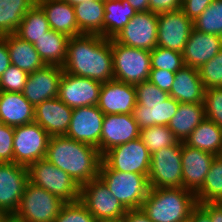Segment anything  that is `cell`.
Here are the masks:
<instances>
[{
    "label": "cell",
    "instance_id": "27",
    "mask_svg": "<svg viewBox=\"0 0 222 222\" xmlns=\"http://www.w3.org/2000/svg\"><path fill=\"white\" fill-rule=\"evenodd\" d=\"M205 118L204 103H180L168 127L178 141L184 142Z\"/></svg>",
    "mask_w": 222,
    "mask_h": 222
},
{
    "label": "cell",
    "instance_id": "6",
    "mask_svg": "<svg viewBox=\"0 0 222 222\" xmlns=\"http://www.w3.org/2000/svg\"><path fill=\"white\" fill-rule=\"evenodd\" d=\"M29 182L43 188L65 203L79 201L80 186L63 170L41 159L28 167Z\"/></svg>",
    "mask_w": 222,
    "mask_h": 222
},
{
    "label": "cell",
    "instance_id": "24",
    "mask_svg": "<svg viewBox=\"0 0 222 222\" xmlns=\"http://www.w3.org/2000/svg\"><path fill=\"white\" fill-rule=\"evenodd\" d=\"M204 92L198 69L184 65L175 73L169 96L179 103H204Z\"/></svg>",
    "mask_w": 222,
    "mask_h": 222
},
{
    "label": "cell",
    "instance_id": "49",
    "mask_svg": "<svg viewBox=\"0 0 222 222\" xmlns=\"http://www.w3.org/2000/svg\"><path fill=\"white\" fill-rule=\"evenodd\" d=\"M209 216L212 222H222V203L198 204Z\"/></svg>",
    "mask_w": 222,
    "mask_h": 222
},
{
    "label": "cell",
    "instance_id": "48",
    "mask_svg": "<svg viewBox=\"0 0 222 222\" xmlns=\"http://www.w3.org/2000/svg\"><path fill=\"white\" fill-rule=\"evenodd\" d=\"M122 222H154L142 208L127 210L121 219Z\"/></svg>",
    "mask_w": 222,
    "mask_h": 222
},
{
    "label": "cell",
    "instance_id": "26",
    "mask_svg": "<svg viewBox=\"0 0 222 222\" xmlns=\"http://www.w3.org/2000/svg\"><path fill=\"white\" fill-rule=\"evenodd\" d=\"M179 102L169 96L163 102L136 104L132 116L136 120L139 129L154 125L168 126L171 118L176 114Z\"/></svg>",
    "mask_w": 222,
    "mask_h": 222
},
{
    "label": "cell",
    "instance_id": "47",
    "mask_svg": "<svg viewBox=\"0 0 222 222\" xmlns=\"http://www.w3.org/2000/svg\"><path fill=\"white\" fill-rule=\"evenodd\" d=\"M182 0H149V11L155 14L180 10Z\"/></svg>",
    "mask_w": 222,
    "mask_h": 222
},
{
    "label": "cell",
    "instance_id": "39",
    "mask_svg": "<svg viewBox=\"0 0 222 222\" xmlns=\"http://www.w3.org/2000/svg\"><path fill=\"white\" fill-rule=\"evenodd\" d=\"M204 89L222 87V50L199 69Z\"/></svg>",
    "mask_w": 222,
    "mask_h": 222
},
{
    "label": "cell",
    "instance_id": "8",
    "mask_svg": "<svg viewBox=\"0 0 222 222\" xmlns=\"http://www.w3.org/2000/svg\"><path fill=\"white\" fill-rule=\"evenodd\" d=\"M148 181L150 188H183L181 141L151 155Z\"/></svg>",
    "mask_w": 222,
    "mask_h": 222
},
{
    "label": "cell",
    "instance_id": "14",
    "mask_svg": "<svg viewBox=\"0 0 222 222\" xmlns=\"http://www.w3.org/2000/svg\"><path fill=\"white\" fill-rule=\"evenodd\" d=\"M193 28V21L181 9L160 13L157 46L182 53Z\"/></svg>",
    "mask_w": 222,
    "mask_h": 222
},
{
    "label": "cell",
    "instance_id": "7",
    "mask_svg": "<svg viewBox=\"0 0 222 222\" xmlns=\"http://www.w3.org/2000/svg\"><path fill=\"white\" fill-rule=\"evenodd\" d=\"M64 204L54 194L28 182L12 217L20 222H54Z\"/></svg>",
    "mask_w": 222,
    "mask_h": 222
},
{
    "label": "cell",
    "instance_id": "16",
    "mask_svg": "<svg viewBox=\"0 0 222 222\" xmlns=\"http://www.w3.org/2000/svg\"><path fill=\"white\" fill-rule=\"evenodd\" d=\"M104 116L97 105L74 108L65 136L95 146L99 150Z\"/></svg>",
    "mask_w": 222,
    "mask_h": 222
},
{
    "label": "cell",
    "instance_id": "35",
    "mask_svg": "<svg viewBox=\"0 0 222 222\" xmlns=\"http://www.w3.org/2000/svg\"><path fill=\"white\" fill-rule=\"evenodd\" d=\"M195 196L197 204L222 203V155L215 156L205 181Z\"/></svg>",
    "mask_w": 222,
    "mask_h": 222
},
{
    "label": "cell",
    "instance_id": "37",
    "mask_svg": "<svg viewBox=\"0 0 222 222\" xmlns=\"http://www.w3.org/2000/svg\"><path fill=\"white\" fill-rule=\"evenodd\" d=\"M194 29L222 37V0L212 3L193 21Z\"/></svg>",
    "mask_w": 222,
    "mask_h": 222
},
{
    "label": "cell",
    "instance_id": "25",
    "mask_svg": "<svg viewBox=\"0 0 222 222\" xmlns=\"http://www.w3.org/2000/svg\"><path fill=\"white\" fill-rule=\"evenodd\" d=\"M35 107L22 92L0 91V121L9 126H20L34 122Z\"/></svg>",
    "mask_w": 222,
    "mask_h": 222
},
{
    "label": "cell",
    "instance_id": "13",
    "mask_svg": "<svg viewBox=\"0 0 222 222\" xmlns=\"http://www.w3.org/2000/svg\"><path fill=\"white\" fill-rule=\"evenodd\" d=\"M28 182V167L14 162L0 163V211L14 215Z\"/></svg>",
    "mask_w": 222,
    "mask_h": 222
},
{
    "label": "cell",
    "instance_id": "38",
    "mask_svg": "<svg viewBox=\"0 0 222 222\" xmlns=\"http://www.w3.org/2000/svg\"><path fill=\"white\" fill-rule=\"evenodd\" d=\"M151 69H162L176 73L184 66L181 52L156 46L150 51Z\"/></svg>",
    "mask_w": 222,
    "mask_h": 222
},
{
    "label": "cell",
    "instance_id": "45",
    "mask_svg": "<svg viewBox=\"0 0 222 222\" xmlns=\"http://www.w3.org/2000/svg\"><path fill=\"white\" fill-rule=\"evenodd\" d=\"M174 78V72L162 69H151L148 80L169 94Z\"/></svg>",
    "mask_w": 222,
    "mask_h": 222
},
{
    "label": "cell",
    "instance_id": "11",
    "mask_svg": "<svg viewBox=\"0 0 222 222\" xmlns=\"http://www.w3.org/2000/svg\"><path fill=\"white\" fill-rule=\"evenodd\" d=\"M102 160L113 170L148 176L151 154L139 137L107 151Z\"/></svg>",
    "mask_w": 222,
    "mask_h": 222
},
{
    "label": "cell",
    "instance_id": "46",
    "mask_svg": "<svg viewBox=\"0 0 222 222\" xmlns=\"http://www.w3.org/2000/svg\"><path fill=\"white\" fill-rule=\"evenodd\" d=\"M213 0H182L181 10L192 21H195Z\"/></svg>",
    "mask_w": 222,
    "mask_h": 222
},
{
    "label": "cell",
    "instance_id": "22",
    "mask_svg": "<svg viewBox=\"0 0 222 222\" xmlns=\"http://www.w3.org/2000/svg\"><path fill=\"white\" fill-rule=\"evenodd\" d=\"M222 50V37L193 28L182 52L185 66L199 69Z\"/></svg>",
    "mask_w": 222,
    "mask_h": 222
},
{
    "label": "cell",
    "instance_id": "21",
    "mask_svg": "<svg viewBox=\"0 0 222 222\" xmlns=\"http://www.w3.org/2000/svg\"><path fill=\"white\" fill-rule=\"evenodd\" d=\"M73 109L58 97L45 100L35 107L34 122L50 136L66 135L71 122Z\"/></svg>",
    "mask_w": 222,
    "mask_h": 222
},
{
    "label": "cell",
    "instance_id": "10",
    "mask_svg": "<svg viewBox=\"0 0 222 222\" xmlns=\"http://www.w3.org/2000/svg\"><path fill=\"white\" fill-rule=\"evenodd\" d=\"M79 201L96 220L122 219L127 211L99 177L80 186Z\"/></svg>",
    "mask_w": 222,
    "mask_h": 222
},
{
    "label": "cell",
    "instance_id": "18",
    "mask_svg": "<svg viewBox=\"0 0 222 222\" xmlns=\"http://www.w3.org/2000/svg\"><path fill=\"white\" fill-rule=\"evenodd\" d=\"M63 67L59 65H45L43 68L29 73L23 96L34 106L45 100L58 97Z\"/></svg>",
    "mask_w": 222,
    "mask_h": 222
},
{
    "label": "cell",
    "instance_id": "15",
    "mask_svg": "<svg viewBox=\"0 0 222 222\" xmlns=\"http://www.w3.org/2000/svg\"><path fill=\"white\" fill-rule=\"evenodd\" d=\"M101 87L99 81L63 72L58 98L72 109L97 105Z\"/></svg>",
    "mask_w": 222,
    "mask_h": 222
},
{
    "label": "cell",
    "instance_id": "1",
    "mask_svg": "<svg viewBox=\"0 0 222 222\" xmlns=\"http://www.w3.org/2000/svg\"><path fill=\"white\" fill-rule=\"evenodd\" d=\"M63 71L105 83L114 80L111 39L101 35L70 37Z\"/></svg>",
    "mask_w": 222,
    "mask_h": 222
},
{
    "label": "cell",
    "instance_id": "4",
    "mask_svg": "<svg viewBox=\"0 0 222 222\" xmlns=\"http://www.w3.org/2000/svg\"><path fill=\"white\" fill-rule=\"evenodd\" d=\"M98 177L127 210L141 208L150 190L148 176L113 170L103 160Z\"/></svg>",
    "mask_w": 222,
    "mask_h": 222
},
{
    "label": "cell",
    "instance_id": "51",
    "mask_svg": "<svg viewBox=\"0 0 222 222\" xmlns=\"http://www.w3.org/2000/svg\"><path fill=\"white\" fill-rule=\"evenodd\" d=\"M191 222H212L210 216L197 205L191 212Z\"/></svg>",
    "mask_w": 222,
    "mask_h": 222
},
{
    "label": "cell",
    "instance_id": "41",
    "mask_svg": "<svg viewBox=\"0 0 222 222\" xmlns=\"http://www.w3.org/2000/svg\"><path fill=\"white\" fill-rule=\"evenodd\" d=\"M206 118L222 129V87L208 88L204 92Z\"/></svg>",
    "mask_w": 222,
    "mask_h": 222
},
{
    "label": "cell",
    "instance_id": "55",
    "mask_svg": "<svg viewBox=\"0 0 222 222\" xmlns=\"http://www.w3.org/2000/svg\"><path fill=\"white\" fill-rule=\"evenodd\" d=\"M4 222H20V221L14 219L12 216H8Z\"/></svg>",
    "mask_w": 222,
    "mask_h": 222
},
{
    "label": "cell",
    "instance_id": "54",
    "mask_svg": "<svg viewBox=\"0 0 222 222\" xmlns=\"http://www.w3.org/2000/svg\"><path fill=\"white\" fill-rule=\"evenodd\" d=\"M7 217L8 216L4 212L0 211V222H4Z\"/></svg>",
    "mask_w": 222,
    "mask_h": 222
},
{
    "label": "cell",
    "instance_id": "30",
    "mask_svg": "<svg viewBox=\"0 0 222 222\" xmlns=\"http://www.w3.org/2000/svg\"><path fill=\"white\" fill-rule=\"evenodd\" d=\"M69 36L50 29L33 45L46 65L63 66L67 57Z\"/></svg>",
    "mask_w": 222,
    "mask_h": 222
},
{
    "label": "cell",
    "instance_id": "44",
    "mask_svg": "<svg viewBox=\"0 0 222 222\" xmlns=\"http://www.w3.org/2000/svg\"><path fill=\"white\" fill-rule=\"evenodd\" d=\"M14 127L0 121V163L14 162Z\"/></svg>",
    "mask_w": 222,
    "mask_h": 222
},
{
    "label": "cell",
    "instance_id": "19",
    "mask_svg": "<svg viewBox=\"0 0 222 222\" xmlns=\"http://www.w3.org/2000/svg\"><path fill=\"white\" fill-rule=\"evenodd\" d=\"M136 104L134 85L117 80L102 83L97 106L105 115L132 114Z\"/></svg>",
    "mask_w": 222,
    "mask_h": 222
},
{
    "label": "cell",
    "instance_id": "28",
    "mask_svg": "<svg viewBox=\"0 0 222 222\" xmlns=\"http://www.w3.org/2000/svg\"><path fill=\"white\" fill-rule=\"evenodd\" d=\"M6 44L14 65L27 73H32L43 68L46 64L41 59L33 44L20 39L15 34L6 35Z\"/></svg>",
    "mask_w": 222,
    "mask_h": 222
},
{
    "label": "cell",
    "instance_id": "43",
    "mask_svg": "<svg viewBox=\"0 0 222 222\" xmlns=\"http://www.w3.org/2000/svg\"><path fill=\"white\" fill-rule=\"evenodd\" d=\"M137 103L146 105V103L163 102L169 94L158 88L149 80L135 84Z\"/></svg>",
    "mask_w": 222,
    "mask_h": 222
},
{
    "label": "cell",
    "instance_id": "53",
    "mask_svg": "<svg viewBox=\"0 0 222 222\" xmlns=\"http://www.w3.org/2000/svg\"><path fill=\"white\" fill-rule=\"evenodd\" d=\"M62 1L67 2L68 4L74 6L78 3L86 2V1H92V0H62Z\"/></svg>",
    "mask_w": 222,
    "mask_h": 222
},
{
    "label": "cell",
    "instance_id": "40",
    "mask_svg": "<svg viewBox=\"0 0 222 222\" xmlns=\"http://www.w3.org/2000/svg\"><path fill=\"white\" fill-rule=\"evenodd\" d=\"M54 222H97V220L80 201H75L65 203Z\"/></svg>",
    "mask_w": 222,
    "mask_h": 222
},
{
    "label": "cell",
    "instance_id": "3",
    "mask_svg": "<svg viewBox=\"0 0 222 222\" xmlns=\"http://www.w3.org/2000/svg\"><path fill=\"white\" fill-rule=\"evenodd\" d=\"M195 193L184 188H150L141 208L154 222H181L197 206Z\"/></svg>",
    "mask_w": 222,
    "mask_h": 222
},
{
    "label": "cell",
    "instance_id": "57",
    "mask_svg": "<svg viewBox=\"0 0 222 222\" xmlns=\"http://www.w3.org/2000/svg\"><path fill=\"white\" fill-rule=\"evenodd\" d=\"M181 222H191V218L189 217L188 219H185L184 221Z\"/></svg>",
    "mask_w": 222,
    "mask_h": 222
},
{
    "label": "cell",
    "instance_id": "31",
    "mask_svg": "<svg viewBox=\"0 0 222 222\" xmlns=\"http://www.w3.org/2000/svg\"><path fill=\"white\" fill-rule=\"evenodd\" d=\"M183 143L216 156L222 155V129L212 120L205 118Z\"/></svg>",
    "mask_w": 222,
    "mask_h": 222
},
{
    "label": "cell",
    "instance_id": "23",
    "mask_svg": "<svg viewBox=\"0 0 222 222\" xmlns=\"http://www.w3.org/2000/svg\"><path fill=\"white\" fill-rule=\"evenodd\" d=\"M36 3L44 11L50 29L69 37L82 35L72 5L62 0H36Z\"/></svg>",
    "mask_w": 222,
    "mask_h": 222
},
{
    "label": "cell",
    "instance_id": "52",
    "mask_svg": "<svg viewBox=\"0 0 222 222\" xmlns=\"http://www.w3.org/2000/svg\"><path fill=\"white\" fill-rule=\"evenodd\" d=\"M136 12L149 11V0H127Z\"/></svg>",
    "mask_w": 222,
    "mask_h": 222
},
{
    "label": "cell",
    "instance_id": "34",
    "mask_svg": "<svg viewBox=\"0 0 222 222\" xmlns=\"http://www.w3.org/2000/svg\"><path fill=\"white\" fill-rule=\"evenodd\" d=\"M49 30V23L44 11L37 3H35L27 11L14 34L20 39L34 44Z\"/></svg>",
    "mask_w": 222,
    "mask_h": 222
},
{
    "label": "cell",
    "instance_id": "2",
    "mask_svg": "<svg viewBox=\"0 0 222 222\" xmlns=\"http://www.w3.org/2000/svg\"><path fill=\"white\" fill-rule=\"evenodd\" d=\"M45 159L82 186L98 177L102 156L95 146L62 135L50 137Z\"/></svg>",
    "mask_w": 222,
    "mask_h": 222
},
{
    "label": "cell",
    "instance_id": "42",
    "mask_svg": "<svg viewBox=\"0 0 222 222\" xmlns=\"http://www.w3.org/2000/svg\"><path fill=\"white\" fill-rule=\"evenodd\" d=\"M29 73L20 68L10 65L0 76V91L20 93L23 91Z\"/></svg>",
    "mask_w": 222,
    "mask_h": 222
},
{
    "label": "cell",
    "instance_id": "32",
    "mask_svg": "<svg viewBox=\"0 0 222 222\" xmlns=\"http://www.w3.org/2000/svg\"><path fill=\"white\" fill-rule=\"evenodd\" d=\"M104 38L113 39L137 13L127 0H104Z\"/></svg>",
    "mask_w": 222,
    "mask_h": 222
},
{
    "label": "cell",
    "instance_id": "29",
    "mask_svg": "<svg viewBox=\"0 0 222 222\" xmlns=\"http://www.w3.org/2000/svg\"><path fill=\"white\" fill-rule=\"evenodd\" d=\"M73 7L81 34L104 37V0L81 2Z\"/></svg>",
    "mask_w": 222,
    "mask_h": 222
},
{
    "label": "cell",
    "instance_id": "56",
    "mask_svg": "<svg viewBox=\"0 0 222 222\" xmlns=\"http://www.w3.org/2000/svg\"><path fill=\"white\" fill-rule=\"evenodd\" d=\"M97 222H122L121 219H116V220H97Z\"/></svg>",
    "mask_w": 222,
    "mask_h": 222
},
{
    "label": "cell",
    "instance_id": "50",
    "mask_svg": "<svg viewBox=\"0 0 222 222\" xmlns=\"http://www.w3.org/2000/svg\"><path fill=\"white\" fill-rule=\"evenodd\" d=\"M11 65L9 52L6 44V35L0 36V76Z\"/></svg>",
    "mask_w": 222,
    "mask_h": 222
},
{
    "label": "cell",
    "instance_id": "5",
    "mask_svg": "<svg viewBox=\"0 0 222 222\" xmlns=\"http://www.w3.org/2000/svg\"><path fill=\"white\" fill-rule=\"evenodd\" d=\"M114 80L138 84L149 79L151 71L150 51L133 48L111 39Z\"/></svg>",
    "mask_w": 222,
    "mask_h": 222
},
{
    "label": "cell",
    "instance_id": "12",
    "mask_svg": "<svg viewBox=\"0 0 222 222\" xmlns=\"http://www.w3.org/2000/svg\"><path fill=\"white\" fill-rule=\"evenodd\" d=\"M158 14L137 12L113 39L122 45L152 51L157 46Z\"/></svg>",
    "mask_w": 222,
    "mask_h": 222
},
{
    "label": "cell",
    "instance_id": "17",
    "mask_svg": "<svg viewBox=\"0 0 222 222\" xmlns=\"http://www.w3.org/2000/svg\"><path fill=\"white\" fill-rule=\"evenodd\" d=\"M140 137V129L132 114L105 115L99 143V153L103 156L112 148Z\"/></svg>",
    "mask_w": 222,
    "mask_h": 222
},
{
    "label": "cell",
    "instance_id": "36",
    "mask_svg": "<svg viewBox=\"0 0 222 222\" xmlns=\"http://www.w3.org/2000/svg\"><path fill=\"white\" fill-rule=\"evenodd\" d=\"M140 138L151 155L178 142L170 128L163 125H154L141 129Z\"/></svg>",
    "mask_w": 222,
    "mask_h": 222
},
{
    "label": "cell",
    "instance_id": "9",
    "mask_svg": "<svg viewBox=\"0 0 222 222\" xmlns=\"http://www.w3.org/2000/svg\"><path fill=\"white\" fill-rule=\"evenodd\" d=\"M50 135L36 122L14 127V163L29 167L44 159Z\"/></svg>",
    "mask_w": 222,
    "mask_h": 222
},
{
    "label": "cell",
    "instance_id": "33",
    "mask_svg": "<svg viewBox=\"0 0 222 222\" xmlns=\"http://www.w3.org/2000/svg\"><path fill=\"white\" fill-rule=\"evenodd\" d=\"M36 0H0V36L14 34Z\"/></svg>",
    "mask_w": 222,
    "mask_h": 222
},
{
    "label": "cell",
    "instance_id": "20",
    "mask_svg": "<svg viewBox=\"0 0 222 222\" xmlns=\"http://www.w3.org/2000/svg\"><path fill=\"white\" fill-rule=\"evenodd\" d=\"M216 155L182 142L183 188L196 193L203 185Z\"/></svg>",
    "mask_w": 222,
    "mask_h": 222
}]
</instances>
